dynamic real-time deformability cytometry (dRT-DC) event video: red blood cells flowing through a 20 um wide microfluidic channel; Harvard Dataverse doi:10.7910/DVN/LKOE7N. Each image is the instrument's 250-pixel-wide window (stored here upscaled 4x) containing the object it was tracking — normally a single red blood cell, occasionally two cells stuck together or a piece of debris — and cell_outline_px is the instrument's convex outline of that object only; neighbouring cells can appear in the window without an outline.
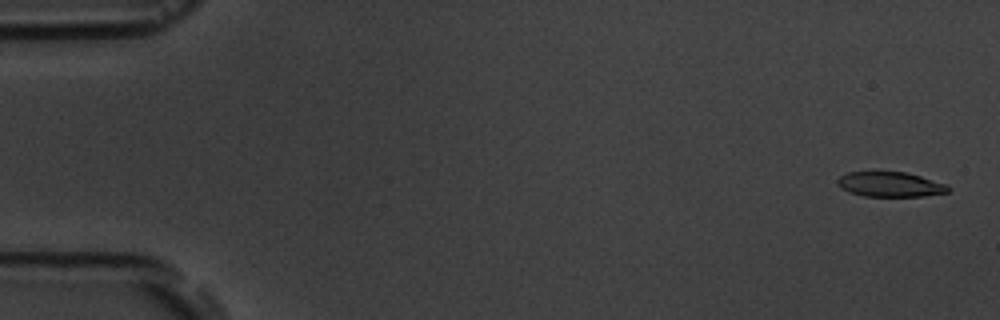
{"species": "common noctule bat (a hibernating species)", "species_latin": "Nyctalus noctula", "temperature_condition": "room temperature", "stored_images_in_passage": 6, "camera_frame_rate_fps": 3000, "um_per_image_px": 0.085, "animal": {"sex": "male", "body_mass_g": 19.5, "forearm_length_mm": 54.6}, "frame": {"image": 1, "passage_image": 1, "time_ms": 0.0, "image_size_px": [1000, 320], "cell_outline_px": [[948, 192], [924, 196], [864, 196], [848, 192], [840, 188], [836, 184], [836, 180], [840, 176], [848, 172], [876, 168], [904, 172], [920, 176], [948, 184]], "centroid_in_image_um": [75.57, 15.62], "position_along_channel_um": 9.4, "area_um2": 16.88}}
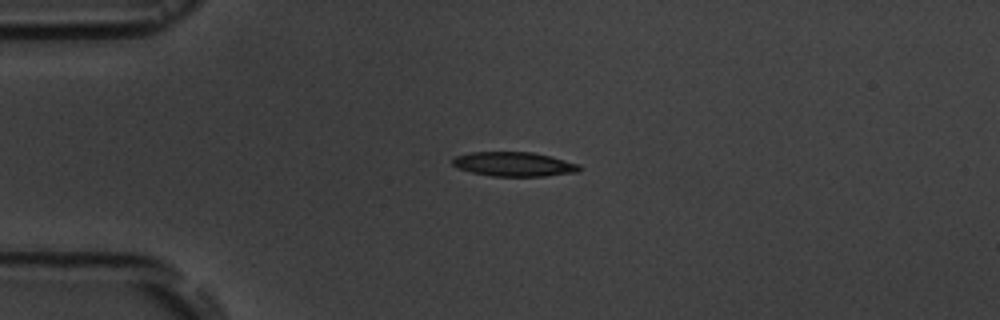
{"frame": {"image": 2, "passage_image": 4, "time_ms": 4.0, "image_size_px": [1000, 320], "cell_outline_px": [[580, 172], [544, 176], [492, 176], [472, 172], [456, 168], [452, 164], [452, 160], [456, 156], [468, 152], [532, 152], [580, 164]], "centroid_in_image_um": [43.67, 13.96], "position_along_channel_um": 41.3, "area_um2": 17.98}}
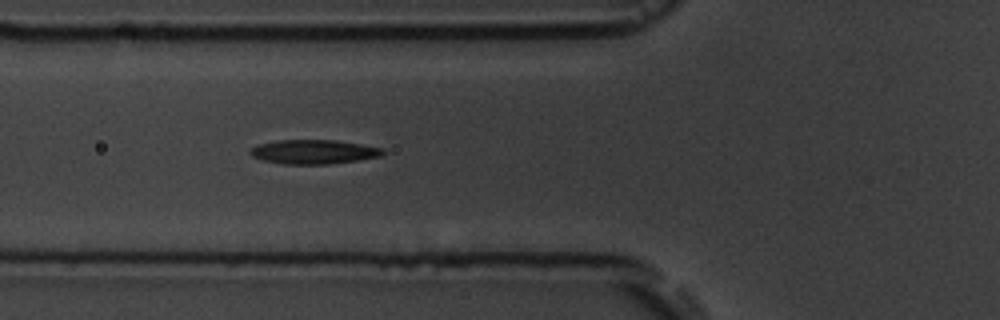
{"frame": {"image": 3, "passage_image": 6, "time_ms": 6.333, "image_size_px": [1000, 320], "cell_outline_px": [[384, 152], [380, 156], [356, 160], [328, 164], [284, 164], [264, 160], [252, 156], [248, 152], [252, 148], [260, 144], [276, 140], [336, 140], [384, 148]], "centroid_in_image_um": [26.65, 12.9], "position_along_channel_um": 99.1, "area_um2": 18.5}}